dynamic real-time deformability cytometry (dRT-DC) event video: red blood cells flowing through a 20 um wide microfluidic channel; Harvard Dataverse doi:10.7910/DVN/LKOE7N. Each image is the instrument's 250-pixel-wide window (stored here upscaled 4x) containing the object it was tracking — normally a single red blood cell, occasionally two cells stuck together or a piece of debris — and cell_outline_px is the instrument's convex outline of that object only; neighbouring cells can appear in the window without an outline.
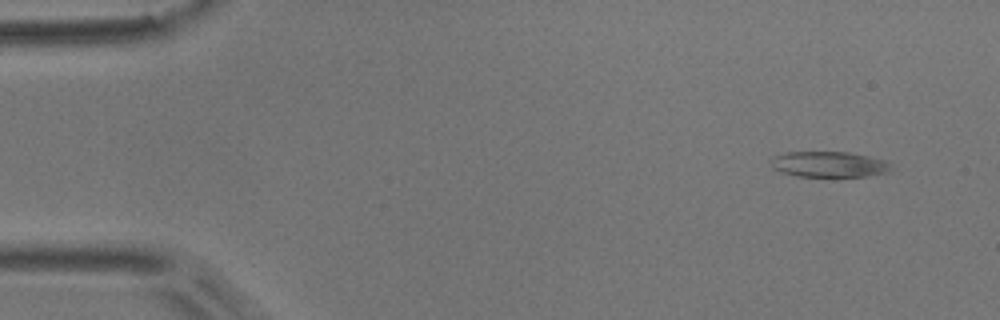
{"species": "common noctule bat (a hibernating species)", "species_latin": "Nyctalus noctula", "temperature_condition": "room temperature", "stored_images_in_passage": 4, "camera_frame_rate_fps": 3000, "um_per_image_px": 0.085, "animal": {"sex": "male", "body_mass_g": 17.9}, "frame": {"image": 1, "passage_image": 1, "time_ms": 0.0, "image_size_px": [1000, 320], "cell_outline_px": [[888, 172], [868, 176], [796, 176], [780, 172], [772, 168], [768, 160], [772, 156], [788, 152], [848, 152], [868, 156], [884, 160], [888, 164]], "centroid_in_image_um": [70.35, 13.96], "position_along_channel_um": 14.6, "area_um2": 17.92}}
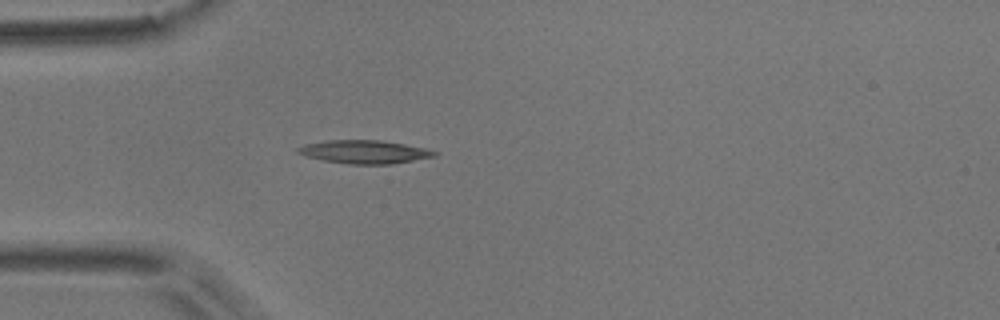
{"frame": {"image": 2, "passage_image": 4, "time_ms": 1.0, "image_size_px": [1000, 320], "cell_outline_px": [[440, 152], [436, 156], [392, 164], [348, 164], [324, 160], [304, 156], [296, 152], [296, 148], [304, 144], [324, 140], [380, 140], [404, 144], [424, 148]], "centroid_in_image_um": [30.95, 12.9], "position_along_channel_um": 54.1, "area_um2": 18.61}}